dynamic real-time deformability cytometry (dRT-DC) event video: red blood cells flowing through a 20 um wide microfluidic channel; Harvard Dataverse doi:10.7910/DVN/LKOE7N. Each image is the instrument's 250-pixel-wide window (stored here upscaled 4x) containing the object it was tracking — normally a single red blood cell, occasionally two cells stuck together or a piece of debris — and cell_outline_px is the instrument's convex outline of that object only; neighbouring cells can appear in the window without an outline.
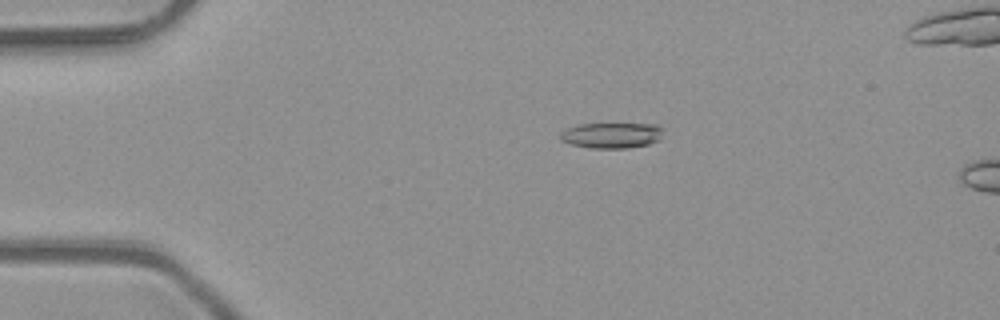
{"species": "common noctule bat (a hibernating species)", "species_latin": "Nyctalus noctula", "temperature_condition": "room temperature", "stored_images_in_passage": 7, "camera_frame_rate_fps": 3000, "um_per_image_px": 0.085, "animal": {"sex": "male", "body_mass_g": 23.1, "forearm_length_mm": 52.7}, "frame": {"image": 1, "passage_image": 3, "time_ms": 0.667, "image_size_px": [1000, 320], "cell_outline_px": [[664, 128], [660, 140], [648, 144], [628, 148], [588, 148], [572, 144], [560, 140], [560, 132], [568, 128], [580, 124], [656, 124]], "centroid_in_image_um": [52.02, 11.5], "position_along_channel_um": 33.0, "area_um2": 15.43}}